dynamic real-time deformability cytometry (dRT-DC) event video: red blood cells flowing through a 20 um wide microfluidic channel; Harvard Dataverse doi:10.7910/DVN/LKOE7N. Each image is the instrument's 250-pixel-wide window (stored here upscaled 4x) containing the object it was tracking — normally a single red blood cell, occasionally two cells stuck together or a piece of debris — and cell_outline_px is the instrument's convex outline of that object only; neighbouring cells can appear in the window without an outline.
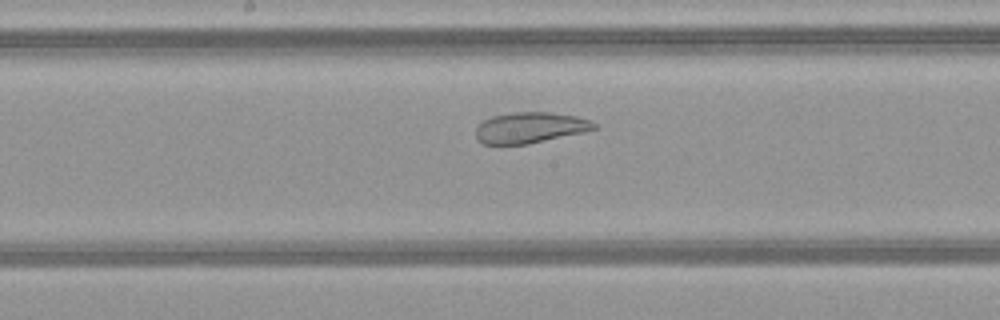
{"species": "common noctule bat (a hibernating species)", "species_latin": "Nyctalus noctula", "temperature_condition": "warm", "stored_images_in_passage": 44, "camera_frame_rate_fps": 3000, "um_per_image_px": 0.085, "animal": {"sex": "female", "body_mass_g": 21.9}, "frame": {"image": 1, "passage_image": 22, "time_ms": 7.0, "image_size_px": [1000, 320], "cell_outline_px": [[600, 128], [584, 132], [528, 144], [484, 144], [476, 140], [476, 128], [484, 120], [492, 116], [512, 112], [548, 112], [576, 116], [592, 120], [600, 124]], "centroid_in_image_um": [45.11, 10.85], "position_along_channel_um": 203.1, "area_um2": 21.5}}
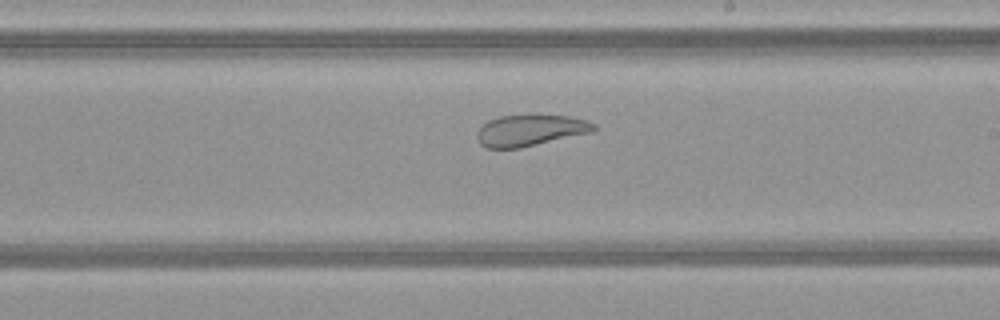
{"frame": {"image": 2, "passage_image": 25, "time_ms": 8.0, "image_size_px": [1000, 320], "cell_outline_px": [[596, 128], [592, 132], [520, 148], [484, 148], [480, 144], [476, 136], [476, 132], [488, 120], [500, 116], [536, 112], [568, 116], [588, 120], [596, 124]], "centroid_in_image_um": [45.08, 11.03], "position_along_channel_um": 243.9, "area_um2": 22.08}}
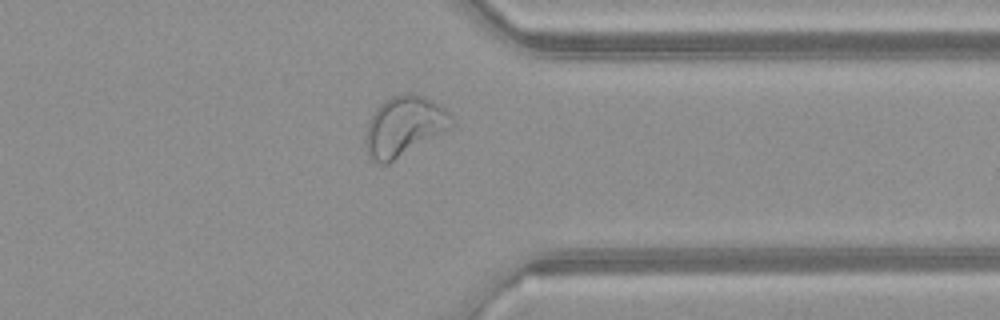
{"frame": {"image": 3, "passage_image": 35, "time_ms": 11.333, "image_size_px": [1000, 320], "cell_outline_px": [[456, 124], [388, 164], [380, 164], [368, 152], [364, 144], [364, 140], [368, 124], [376, 108], [384, 100], [392, 96], [412, 92], [424, 96], [432, 100], [444, 108], [456, 120]], "centroid_in_image_um": [34.37, 10.7], "position_along_channel_um": 377.0, "area_um2": 29.71}}